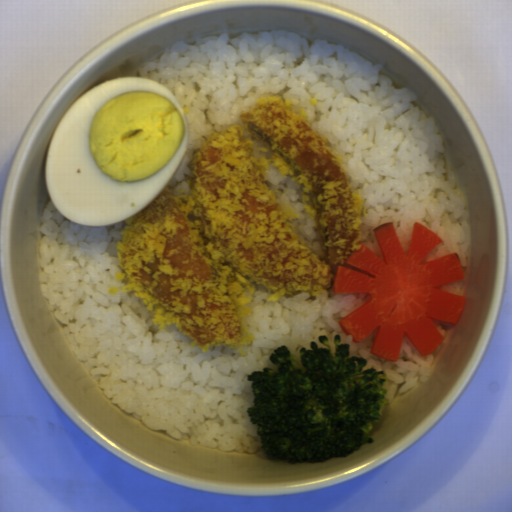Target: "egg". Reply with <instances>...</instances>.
Returning a JSON list of instances; mask_svg holds the SVG:
<instances>
[{"mask_svg":"<svg viewBox=\"0 0 512 512\" xmlns=\"http://www.w3.org/2000/svg\"><path fill=\"white\" fill-rule=\"evenodd\" d=\"M190 137L183 107L157 80L118 76L100 82L67 108L52 133L47 193L75 223H121L168 186Z\"/></svg>","mask_w":512,"mask_h":512,"instance_id":"egg-1","label":"egg"}]
</instances>
